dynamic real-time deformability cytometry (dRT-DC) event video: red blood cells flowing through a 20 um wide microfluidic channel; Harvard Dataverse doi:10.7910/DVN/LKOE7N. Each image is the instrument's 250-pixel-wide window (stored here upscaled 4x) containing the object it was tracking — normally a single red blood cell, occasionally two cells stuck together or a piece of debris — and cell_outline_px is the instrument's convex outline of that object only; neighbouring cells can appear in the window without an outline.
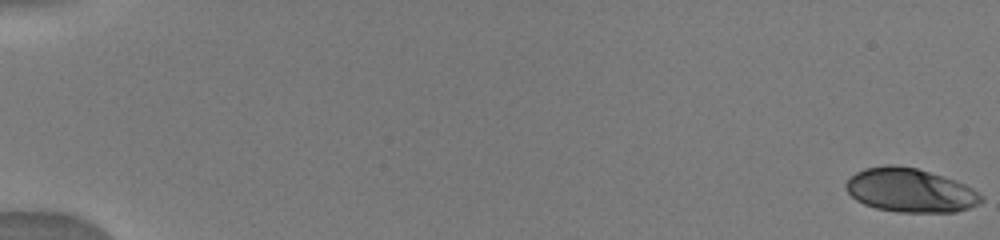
{"species": "human", "species_latin": "Homo sapiens", "temperature_condition": "warm", "stored_images_in_passage": 35, "camera_frame_rate_fps": 3000, "um_per_image_px": 0.085, "donor": {"sex": "male"}, "frame": {"image": 1, "passage_image": 1, "time_ms": 0.0, "image_size_px": [1000, 240], "cell_outline_px": [[984, 200], [968, 208], [956, 212], [896, 212], [876, 208], [864, 204], [856, 200], [844, 188], [844, 184], [856, 172], [864, 168], [884, 164], [896, 164], [916, 168], [956, 180], [972, 188], [984, 196]], "centroid_in_image_um": [77.35, 16.17], "position_along_channel_um": 7.7, "area_um2": 34.74}}
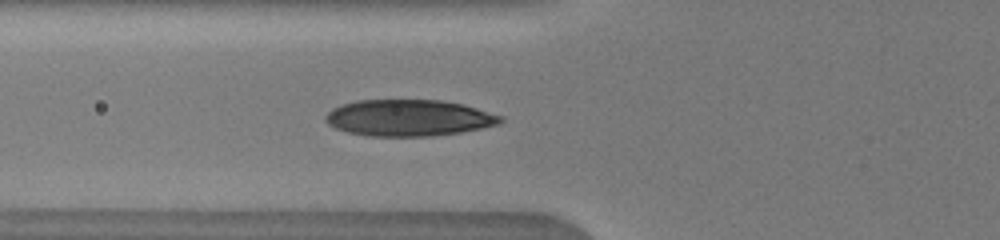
{"frame": {"image": 2, "passage_image": 18, "time_ms": 6.667, "image_size_px": [1000, 240], "cell_outline_px": [[504, 120], [500, 124], [460, 132], [432, 136], [368, 136], [348, 132], [336, 128], [328, 124], [324, 120], [324, 116], [332, 108], [356, 100], [440, 100], [464, 104], [504, 116]], "centroid_in_image_um": [34.76, 10.01], "position_along_channel_um": 91.0, "area_um2": 37.28}}
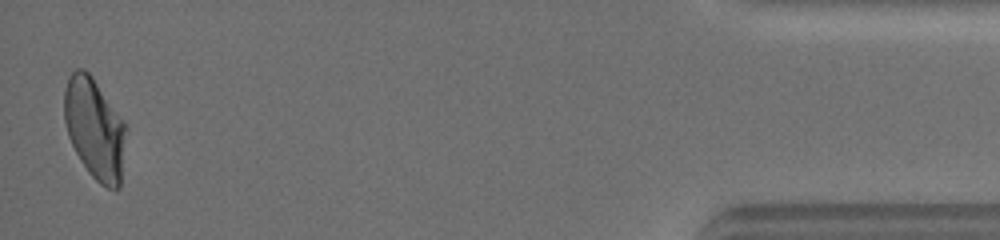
{"frame": {"image": 3, "passage_image": 35, "time_ms": 16.667, "image_size_px": [1000, 240], "cell_outline_px": [[124, 128], [120, 188], [108, 188], [100, 184], [88, 172], [80, 160], [68, 136], [64, 120], [64, 88], [68, 76], [76, 68], [84, 68], [92, 76], [124, 120]], "centroid_in_image_um": [8.0, 10.89], "position_along_channel_um": 427.2, "area_um2": 35.89}}